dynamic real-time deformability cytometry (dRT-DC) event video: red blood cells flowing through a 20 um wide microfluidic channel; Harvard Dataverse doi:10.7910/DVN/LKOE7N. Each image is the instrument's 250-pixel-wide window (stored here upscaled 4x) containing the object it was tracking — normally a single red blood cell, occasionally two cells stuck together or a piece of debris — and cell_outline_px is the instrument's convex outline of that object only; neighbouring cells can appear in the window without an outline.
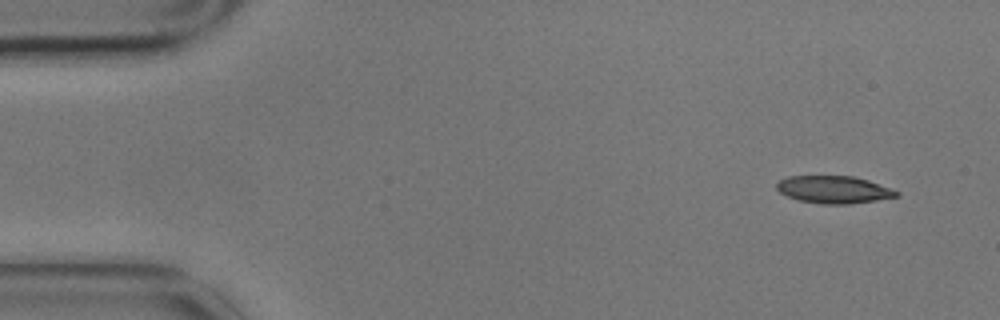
{"species": "common noctule bat (a hibernating species)", "species_latin": "Nyctalus noctula", "temperature_condition": "cold", "stored_images_in_passage": 4, "segment_of_instrument_passage": [2, 2], "camera_frame_rate_fps": 3000, "um_per_image_px": 0.085, "animal": {"sex": "male", "body_mass_g": 17.9}, "frame": {"image": 1, "passage_image": 4, "time_ms": 1.0, "image_size_px": [1000, 320], "cell_outline_px": [[900, 196], [876, 200], [848, 204], [820, 204], [796, 200], [780, 192], [776, 188], [776, 184], [780, 180], [788, 176], [852, 176], [868, 180], [892, 188], [900, 192]], "centroid_in_image_um": [70.88, 16.12], "position_along_channel_um": 14.1, "area_um2": 19.25}}